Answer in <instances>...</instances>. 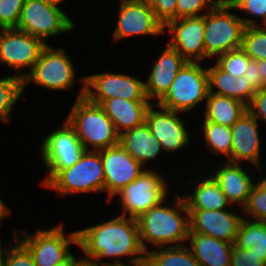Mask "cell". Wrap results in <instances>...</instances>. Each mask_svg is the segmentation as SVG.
Here are the masks:
<instances>
[{"instance_id":"cell-1","label":"cell","mask_w":266,"mask_h":266,"mask_svg":"<svg viewBox=\"0 0 266 266\" xmlns=\"http://www.w3.org/2000/svg\"><path fill=\"white\" fill-rule=\"evenodd\" d=\"M102 222L77 230V248L83 251L85 258L109 266L133 265L146 260L137 219L119 214Z\"/></svg>"},{"instance_id":"cell-2","label":"cell","mask_w":266,"mask_h":266,"mask_svg":"<svg viewBox=\"0 0 266 266\" xmlns=\"http://www.w3.org/2000/svg\"><path fill=\"white\" fill-rule=\"evenodd\" d=\"M172 198L171 205H167L169 198H166L137 218L141 245L146 253L151 245L154 249L187 244L189 211L183 194L175 192Z\"/></svg>"},{"instance_id":"cell-3","label":"cell","mask_w":266,"mask_h":266,"mask_svg":"<svg viewBox=\"0 0 266 266\" xmlns=\"http://www.w3.org/2000/svg\"><path fill=\"white\" fill-rule=\"evenodd\" d=\"M77 80L82 85L65 120L75 130L85 150L100 151L118 145L120 134L112 120L99 104L85 97V76Z\"/></svg>"},{"instance_id":"cell-4","label":"cell","mask_w":266,"mask_h":266,"mask_svg":"<svg viewBox=\"0 0 266 266\" xmlns=\"http://www.w3.org/2000/svg\"><path fill=\"white\" fill-rule=\"evenodd\" d=\"M26 231L13 229L12 238L16 237L29 250L35 266H55L72 254L73 245H78L77 230L70 231L66 236L63 221L47 230Z\"/></svg>"},{"instance_id":"cell-5","label":"cell","mask_w":266,"mask_h":266,"mask_svg":"<svg viewBox=\"0 0 266 266\" xmlns=\"http://www.w3.org/2000/svg\"><path fill=\"white\" fill-rule=\"evenodd\" d=\"M105 174L99 151L85 150L71 167L59 171L43 188L54 190L58 195L104 192Z\"/></svg>"},{"instance_id":"cell-6","label":"cell","mask_w":266,"mask_h":266,"mask_svg":"<svg viewBox=\"0 0 266 266\" xmlns=\"http://www.w3.org/2000/svg\"><path fill=\"white\" fill-rule=\"evenodd\" d=\"M76 68L71 56L61 46L47 44L32 70L23 79V91L36 84L51 91H64L76 85Z\"/></svg>"},{"instance_id":"cell-7","label":"cell","mask_w":266,"mask_h":266,"mask_svg":"<svg viewBox=\"0 0 266 266\" xmlns=\"http://www.w3.org/2000/svg\"><path fill=\"white\" fill-rule=\"evenodd\" d=\"M232 10V5L217 4L205 14V60L241 48L245 26Z\"/></svg>"},{"instance_id":"cell-8","label":"cell","mask_w":266,"mask_h":266,"mask_svg":"<svg viewBox=\"0 0 266 266\" xmlns=\"http://www.w3.org/2000/svg\"><path fill=\"white\" fill-rule=\"evenodd\" d=\"M73 20L52 0H25L17 29L40 38L46 45L51 37L73 31Z\"/></svg>"},{"instance_id":"cell-9","label":"cell","mask_w":266,"mask_h":266,"mask_svg":"<svg viewBox=\"0 0 266 266\" xmlns=\"http://www.w3.org/2000/svg\"><path fill=\"white\" fill-rule=\"evenodd\" d=\"M200 62H187L178 72L167 94L157 103L162 108L189 113L209 94L207 67Z\"/></svg>"},{"instance_id":"cell-10","label":"cell","mask_w":266,"mask_h":266,"mask_svg":"<svg viewBox=\"0 0 266 266\" xmlns=\"http://www.w3.org/2000/svg\"><path fill=\"white\" fill-rule=\"evenodd\" d=\"M155 170L145 169L133 182L114 195L118 197L121 205L120 215L137 219L169 196V181L160 171L158 173V170Z\"/></svg>"},{"instance_id":"cell-11","label":"cell","mask_w":266,"mask_h":266,"mask_svg":"<svg viewBox=\"0 0 266 266\" xmlns=\"http://www.w3.org/2000/svg\"><path fill=\"white\" fill-rule=\"evenodd\" d=\"M62 122L59 128L46 134L40 146L39 160L48 170L41 181L42 187L59 171L74 165L85 152L75 130L66 120Z\"/></svg>"},{"instance_id":"cell-12","label":"cell","mask_w":266,"mask_h":266,"mask_svg":"<svg viewBox=\"0 0 266 266\" xmlns=\"http://www.w3.org/2000/svg\"><path fill=\"white\" fill-rule=\"evenodd\" d=\"M46 44L37 37L17 28L0 29V63L24 79L32 70ZM27 72H26V71Z\"/></svg>"},{"instance_id":"cell-13","label":"cell","mask_w":266,"mask_h":266,"mask_svg":"<svg viewBox=\"0 0 266 266\" xmlns=\"http://www.w3.org/2000/svg\"><path fill=\"white\" fill-rule=\"evenodd\" d=\"M85 97L99 105L114 97L130 101H149L144 81L121 72L91 73L85 76Z\"/></svg>"},{"instance_id":"cell-14","label":"cell","mask_w":266,"mask_h":266,"mask_svg":"<svg viewBox=\"0 0 266 266\" xmlns=\"http://www.w3.org/2000/svg\"><path fill=\"white\" fill-rule=\"evenodd\" d=\"M117 23L112 32L114 41L145 35H164V25L157 19L150 3L135 0H119Z\"/></svg>"},{"instance_id":"cell-15","label":"cell","mask_w":266,"mask_h":266,"mask_svg":"<svg viewBox=\"0 0 266 266\" xmlns=\"http://www.w3.org/2000/svg\"><path fill=\"white\" fill-rule=\"evenodd\" d=\"M204 28L205 14L200 17L171 20L164 26V34L170 35L166 44L187 62H204Z\"/></svg>"},{"instance_id":"cell-16","label":"cell","mask_w":266,"mask_h":266,"mask_svg":"<svg viewBox=\"0 0 266 266\" xmlns=\"http://www.w3.org/2000/svg\"><path fill=\"white\" fill-rule=\"evenodd\" d=\"M180 114L157 103H152L146 113V123L153 136L158 139L163 151L169 154L178 153L191 143V136Z\"/></svg>"},{"instance_id":"cell-17","label":"cell","mask_w":266,"mask_h":266,"mask_svg":"<svg viewBox=\"0 0 266 266\" xmlns=\"http://www.w3.org/2000/svg\"><path fill=\"white\" fill-rule=\"evenodd\" d=\"M99 154L105 174L104 193L107 192V201L145 170L120 144L100 150Z\"/></svg>"},{"instance_id":"cell-18","label":"cell","mask_w":266,"mask_h":266,"mask_svg":"<svg viewBox=\"0 0 266 266\" xmlns=\"http://www.w3.org/2000/svg\"><path fill=\"white\" fill-rule=\"evenodd\" d=\"M230 209L188 210L189 232L209 235L216 239L235 244L243 214H241V208H235V211Z\"/></svg>"},{"instance_id":"cell-19","label":"cell","mask_w":266,"mask_h":266,"mask_svg":"<svg viewBox=\"0 0 266 266\" xmlns=\"http://www.w3.org/2000/svg\"><path fill=\"white\" fill-rule=\"evenodd\" d=\"M259 121L248 111L231 127L233 143L231 149V162L244 164L251 163L257 171L262 168L261 136L258 127Z\"/></svg>"},{"instance_id":"cell-20","label":"cell","mask_w":266,"mask_h":266,"mask_svg":"<svg viewBox=\"0 0 266 266\" xmlns=\"http://www.w3.org/2000/svg\"><path fill=\"white\" fill-rule=\"evenodd\" d=\"M222 161L224 163L218 166H211L213 168L210 174L217 181L231 205L243 209L247 204L251 189L256 183V177H253L255 172L251 171L253 172L251 175V172L244 168L245 164Z\"/></svg>"},{"instance_id":"cell-21","label":"cell","mask_w":266,"mask_h":266,"mask_svg":"<svg viewBox=\"0 0 266 266\" xmlns=\"http://www.w3.org/2000/svg\"><path fill=\"white\" fill-rule=\"evenodd\" d=\"M152 64L145 84V92L151 103H158L169 91L178 72L187 61L168 44Z\"/></svg>"},{"instance_id":"cell-22","label":"cell","mask_w":266,"mask_h":266,"mask_svg":"<svg viewBox=\"0 0 266 266\" xmlns=\"http://www.w3.org/2000/svg\"><path fill=\"white\" fill-rule=\"evenodd\" d=\"M119 144L145 169H149L147 164L150 161L159 160L160 155L164 154L160 142L153 136L146 121L133 129L122 132L119 136Z\"/></svg>"},{"instance_id":"cell-23","label":"cell","mask_w":266,"mask_h":266,"mask_svg":"<svg viewBox=\"0 0 266 266\" xmlns=\"http://www.w3.org/2000/svg\"><path fill=\"white\" fill-rule=\"evenodd\" d=\"M195 180V184L193 182L191 187V192L188 193V190H185V194L183 196L188 210H223L232 208L235 210L236 206H232L228 201L225 194L222 192L219 187L217 181L212 177L210 173L200 175ZM194 184V186H193ZM197 184V185H196Z\"/></svg>"},{"instance_id":"cell-24","label":"cell","mask_w":266,"mask_h":266,"mask_svg":"<svg viewBox=\"0 0 266 266\" xmlns=\"http://www.w3.org/2000/svg\"><path fill=\"white\" fill-rule=\"evenodd\" d=\"M151 105L150 101H130L120 97L106 99L100 104L119 134L143 124Z\"/></svg>"},{"instance_id":"cell-25","label":"cell","mask_w":266,"mask_h":266,"mask_svg":"<svg viewBox=\"0 0 266 266\" xmlns=\"http://www.w3.org/2000/svg\"><path fill=\"white\" fill-rule=\"evenodd\" d=\"M187 245L200 266H231L232 243L189 232Z\"/></svg>"},{"instance_id":"cell-26","label":"cell","mask_w":266,"mask_h":266,"mask_svg":"<svg viewBox=\"0 0 266 266\" xmlns=\"http://www.w3.org/2000/svg\"><path fill=\"white\" fill-rule=\"evenodd\" d=\"M209 93L237 99L248 105L256 91L245 76L234 77L215 63L207 66Z\"/></svg>"},{"instance_id":"cell-27","label":"cell","mask_w":266,"mask_h":266,"mask_svg":"<svg viewBox=\"0 0 266 266\" xmlns=\"http://www.w3.org/2000/svg\"><path fill=\"white\" fill-rule=\"evenodd\" d=\"M202 116L206 121L232 127L242 115L247 112V105L243 102L209 93Z\"/></svg>"},{"instance_id":"cell-28","label":"cell","mask_w":266,"mask_h":266,"mask_svg":"<svg viewBox=\"0 0 266 266\" xmlns=\"http://www.w3.org/2000/svg\"><path fill=\"white\" fill-rule=\"evenodd\" d=\"M200 125V130L203 132V140L208 152L214 156L225 157L223 160L231 162V149L233 143V136L231 127L216 124L206 121L204 118Z\"/></svg>"},{"instance_id":"cell-29","label":"cell","mask_w":266,"mask_h":266,"mask_svg":"<svg viewBox=\"0 0 266 266\" xmlns=\"http://www.w3.org/2000/svg\"><path fill=\"white\" fill-rule=\"evenodd\" d=\"M235 245L241 249L254 250L266 263V223L242 218Z\"/></svg>"},{"instance_id":"cell-30","label":"cell","mask_w":266,"mask_h":266,"mask_svg":"<svg viewBox=\"0 0 266 266\" xmlns=\"http://www.w3.org/2000/svg\"><path fill=\"white\" fill-rule=\"evenodd\" d=\"M146 260L149 266H200L187 244L150 248Z\"/></svg>"},{"instance_id":"cell-31","label":"cell","mask_w":266,"mask_h":266,"mask_svg":"<svg viewBox=\"0 0 266 266\" xmlns=\"http://www.w3.org/2000/svg\"><path fill=\"white\" fill-rule=\"evenodd\" d=\"M23 79L11 73L0 78V122L9 125L14 106L23 94Z\"/></svg>"},{"instance_id":"cell-32","label":"cell","mask_w":266,"mask_h":266,"mask_svg":"<svg viewBox=\"0 0 266 266\" xmlns=\"http://www.w3.org/2000/svg\"><path fill=\"white\" fill-rule=\"evenodd\" d=\"M241 48L252 60H266V26L245 27Z\"/></svg>"},{"instance_id":"cell-33","label":"cell","mask_w":266,"mask_h":266,"mask_svg":"<svg viewBox=\"0 0 266 266\" xmlns=\"http://www.w3.org/2000/svg\"><path fill=\"white\" fill-rule=\"evenodd\" d=\"M231 5L235 13L240 11L249 16H239L245 27L266 26V0H235Z\"/></svg>"},{"instance_id":"cell-34","label":"cell","mask_w":266,"mask_h":266,"mask_svg":"<svg viewBox=\"0 0 266 266\" xmlns=\"http://www.w3.org/2000/svg\"><path fill=\"white\" fill-rule=\"evenodd\" d=\"M251 58L242 48L232 50L216 57L215 64L234 77L244 76Z\"/></svg>"},{"instance_id":"cell-35","label":"cell","mask_w":266,"mask_h":266,"mask_svg":"<svg viewBox=\"0 0 266 266\" xmlns=\"http://www.w3.org/2000/svg\"><path fill=\"white\" fill-rule=\"evenodd\" d=\"M242 214L244 218L266 223V191L257 183L251 189Z\"/></svg>"},{"instance_id":"cell-36","label":"cell","mask_w":266,"mask_h":266,"mask_svg":"<svg viewBox=\"0 0 266 266\" xmlns=\"http://www.w3.org/2000/svg\"><path fill=\"white\" fill-rule=\"evenodd\" d=\"M11 240L9 244H5L4 266H35L29 250L16 237Z\"/></svg>"},{"instance_id":"cell-37","label":"cell","mask_w":266,"mask_h":266,"mask_svg":"<svg viewBox=\"0 0 266 266\" xmlns=\"http://www.w3.org/2000/svg\"><path fill=\"white\" fill-rule=\"evenodd\" d=\"M216 5L215 0H177L176 19L203 16Z\"/></svg>"},{"instance_id":"cell-38","label":"cell","mask_w":266,"mask_h":266,"mask_svg":"<svg viewBox=\"0 0 266 266\" xmlns=\"http://www.w3.org/2000/svg\"><path fill=\"white\" fill-rule=\"evenodd\" d=\"M25 0H0V29L17 28Z\"/></svg>"},{"instance_id":"cell-39","label":"cell","mask_w":266,"mask_h":266,"mask_svg":"<svg viewBox=\"0 0 266 266\" xmlns=\"http://www.w3.org/2000/svg\"><path fill=\"white\" fill-rule=\"evenodd\" d=\"M231 266H266V263L254 250L241 249L234 244Z\"/></svg>"},{"instance_id":"cell-40","label":"cell","mask_w":266,"mask_h":266,"mask_svg":"<svg viewBox=\"0 0 266 266\" xmlns=\"http://www.w3.org/2000/svg\"><path fill=\"white\" fill-rule=\"evenodd\" d=\"M177 0H152L150 5L157 19L165 26L176 19Z\"/></svg>"},{"instance_id":"cell-41","label":"cell","mask_w":266,"mask_h":266,"mask_svg":"<svg viewBox=\"0 0 266 266\" xmlns=\"http://www.w3.org/2000/svg\"><path fill=\"white\" fill-rule=\"evenodd\" d=\"M247 111L255 117L260 123L264 121L266 123V89L261 88L256 91L247 105Z\"/></svg>"},{"instance_id":"cell-42","label":"cell","mask_w":266,"mask_h":266,"mask_svg":"<svg viewBox=\"0 0 266 266\" xmlns=\"http://www.w3.org/2000/svg\"><path fill=\"white\" fill-rule=\"evenodd\" d=\"M244 76L247 77V80L250 82V85L255 91L263 88L262 77L258 68L257 60L251 59Z\"/></svg>"},{"instance_id":"cell-43","label":"cell","mask_w":266,"mask_h":266,"mask_svg":"<svg viewBox=\"0 0 266 266\" xmlns=\"http://www.w3.org/2000/svg\"><path fill=\"white\" fill-rule=\"evenodd\" d=\"M75 266H109L106 264H102L100 262L95 261L94 259H88L85 257H81L78 259Z\"/></svg>"},{"instance_id":"cell-44","label":"cell","mask_w":266,"mask_h":266,"mask_svg":"<svg viewBox=\"0 0 266 266\" xmlns=\"http://www.w3.org/2000/svg\"><path fill=\"white\" fill-rule=\"evenodd\" d=\"M12 213L13 212L10 209V207L5 205L4 201L0 197V223H2V221H4L5 217L7 218V216H9Z\"/></svg>"},{"instance_id":"cell-45","label":"cell","mask_w":266,"mask_h":266,"mask_svg":"<svg viewBox=\"0 0 266 266\" xmlns=\"http://www.w3.org/2000/svg\"><path fill=\"white\" fill-rule=\"evenodd\" d=\"M258 68L262 77L263 88L266 89V60L258 61Z\"/></svg>"},{"instance_id":"cell-46","label":"cell","mask_w":266,"mask_h":266,"mask_svg":"<svg viewBox=\"0 0 266 266\" xmlns=\"http://www.w3.org/2000/svg\"><path fill=\"white\" fill-rule=\"evenodd\" d=\"M78 259L79 258L76 257V255L71 254L67 259H65L61 263L56 264L55 266H75Z\"/></svg>"},{"instance_id":"cell-47","label":"cell","mask_w":266,"mask_h":266,"mask_svg":"<svg viewBox=\"0 0 266 266\" xmlns=\"http://www.w3.org/2000/svg\"><path fill=\"white\" fill-rule=\"evenodd\" d=\"M259 170V172L260 173H262V174H258V175H260V176H258L257 178H256V183L261 187V188H263L265 191H266V168H265V171H263L262 170V168H261V170L260 169H258ZM265 174V175H264ZM262 175V176H261Z\"/></svg>"},{"instance_id":"cell-48","label":"cell","mask_w":266,"mask_h":266,"mask_svg":"<svg viewBox=\"0 0 266 266\" xmlns=\"http://www.w3.org/2000/svg\"><path fill=\"white\" fill-rule=\"evenodd\" d=\"M5 264V244L0 248V266Z\"/></svg>"},{"instance_id":"cell-49","label":"cell","mask_w":266,"mask_h":266,"mask_svg":"<svg viewBox=\"0 0 266 266\" xmlns=\"http://www.w3.org/2000/svg\"><path fill=\"white\" fill-rule=\"evenodd\" d=\"M110 266H113V265H110ZM117 266H149L147 260H144L140 263H137V264H133V265H117Z\"/></svg>"},{"instance_id":"cell-50","label":"cell","mask_w":266,"mask_h":266,"mask_svg":"<svg viewBox=\"0 0 266 266\" xmlns=\"http://www.w3.org/2000/svg\"><path fill=\"white\" fill-rule=\"evenodd\" d=\"M235 0H215L217 4H227L231 5Z\"/></svg>"},{"instance_id":"cell-51","label":"cell","mask_w":266,"mask_h":266,"mask_svg":"<svg viewBox=\"0 0 266 266\" xmlns=\"http://www.w3.org/2000/svg\"><path fill=\"white\" fill-rule=\"evenodd\" d=\"M135 1L145 2V3H151L152 0H135Z\"/></svg>"},{"instance_id":"cell-52","label":"cell","mask_w":266,"mask_h":266,"mask_svg":"<svg viewBox=\"0 0 266 266\" xmlns=\"http://www.w3.org/2000/svg\"><path fill=\"white\" fill-rule=\"evenodd\" d=\"M52 1H55V2H58V3H63V2H65V3H66V1H65V0H52Z\"/></svg>"},{"instance_id":"cell-53","label":"cell","mask_w":266,"mask_h":266,"mask_svg":"<svg viewBox=\"0 0 266 266\" xmlns=\"http://www.w3.org/2000/svg\"><path fill=\"white\" fill-rule=\"evenodd\" d=\"M3 243H1V237H0V248L2 247Z\"/></svg>"}]
</instances>
